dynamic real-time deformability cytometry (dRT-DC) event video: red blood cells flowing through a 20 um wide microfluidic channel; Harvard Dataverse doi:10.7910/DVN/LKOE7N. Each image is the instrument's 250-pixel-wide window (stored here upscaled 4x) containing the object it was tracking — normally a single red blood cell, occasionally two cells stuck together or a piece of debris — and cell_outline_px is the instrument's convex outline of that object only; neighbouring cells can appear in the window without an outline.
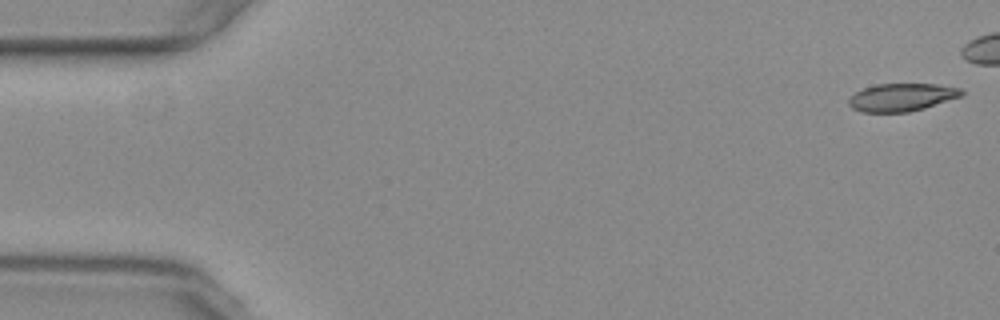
{"species": "common noctule bat (a hibernating species)", "species_latin": "Nyctalus noctula", "temperature_condition": "warm", "stored_images_in_passage": 6, "camera_frame_rate_fps": 3000, "um_per_image_px": 0.085, "animal": {"sex": "female", "body_mass_g": 29.2, "forearm_length_mm": 56.3}, "frame": {"image": 1, "passage_image": 1, "time_ms": 0.0, "image_size_px": [1000, 320], "cell_outline_px": [[964, 96], [924, 108], [908, 112], [860, 112], [852, 108], [848, 104], [848, 100], [856, 92], [864, 88], [876, 84], [936, 84], [960, 88], [964, 92]], "centroid_in_image_um": [76.67, 8.27], "position_along_channel_um": 8.3, "area_um2": 18.32}}